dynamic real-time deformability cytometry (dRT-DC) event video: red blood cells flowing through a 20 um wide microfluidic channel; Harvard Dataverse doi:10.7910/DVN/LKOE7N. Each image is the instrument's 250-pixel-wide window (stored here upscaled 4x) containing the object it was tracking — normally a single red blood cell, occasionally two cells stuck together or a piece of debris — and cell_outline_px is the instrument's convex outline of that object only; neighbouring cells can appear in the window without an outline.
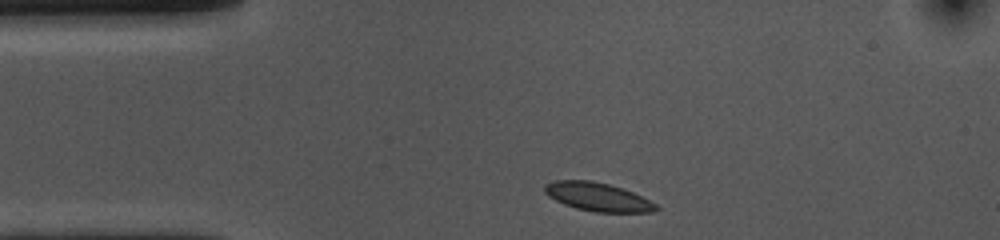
{"species": "common noctule bat (a hibernating species)", "species_latin": "Nyctalus noctula", "temperature_condition": "cold", "stored_images_in_passage": 34, "camera_frame_rate_fps": 3000, "um_per_image_px": 0.085, "animal": {"sex": "female", "body_mass_g": 10.0, "forearm_length_mm": 53.1}, "frame": {"image": 1, "passage_image": 1, "time_ms": 0.0, "image_size_px": [1000, 240], "cell_outline_px": [[660, 208], [656, 212], [596, 212], [576, 208], [564, 204], [548, 196], [544, 192], [544, 184], [556, 180], [592, 180], [608, 184], [632, 192], [656, 204]], "centroid_in_image_um": [50.79, 16.73], "position_along_channel_um": 34.2, "area_um2": 18.38}}
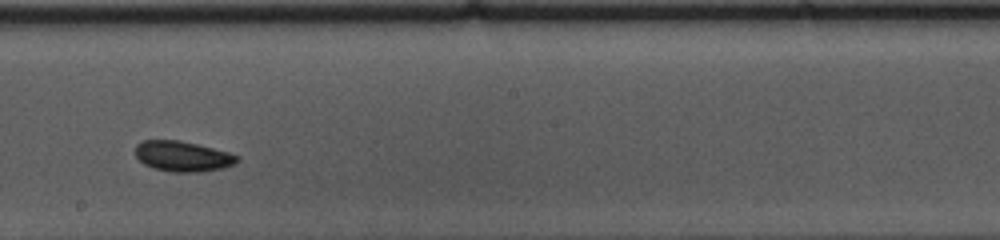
{"frame": {"image": 2, "passage_image": 20, "time_ms": 6.333, "image_size_px": [1000, 240], "cell_outline_px": [[240, 160], [236, 164], [224, 168], [200, 172], [172, 172], [156, 168], [144, 164], [136, 156], [136, 144], [140, 140], [180, 140], [232, 152], [240, 156]], "centroid_in_image_um": [15.6, 13.28], "position_along_channel_um": 232.6, "area_um2": 18.32}}
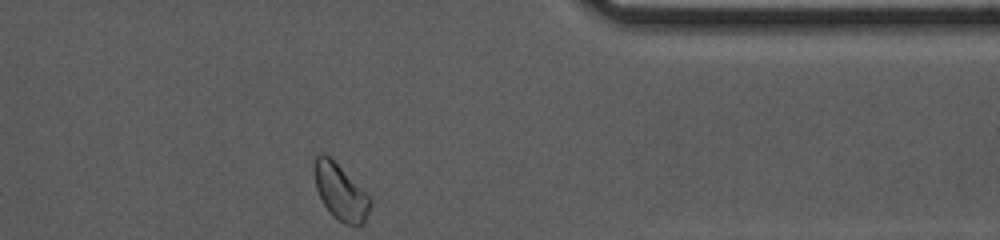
{"frame": {"image": 3, "passage_image": 34, "time_ms": 11.0, "image_size_px": [1000, 240], "cell_outline_px": [[372, 204], [364, 224], [344, 224], [336, 220], [328, 212], [316, 188], [312, 172], [312, 164], [316, 156], [320, 152], [324, 152], [372, 200]], "centroid_in_image_um": [28.88, 16.33], "position_along_channel_um": 382.5, "area_um2": 18.09}}